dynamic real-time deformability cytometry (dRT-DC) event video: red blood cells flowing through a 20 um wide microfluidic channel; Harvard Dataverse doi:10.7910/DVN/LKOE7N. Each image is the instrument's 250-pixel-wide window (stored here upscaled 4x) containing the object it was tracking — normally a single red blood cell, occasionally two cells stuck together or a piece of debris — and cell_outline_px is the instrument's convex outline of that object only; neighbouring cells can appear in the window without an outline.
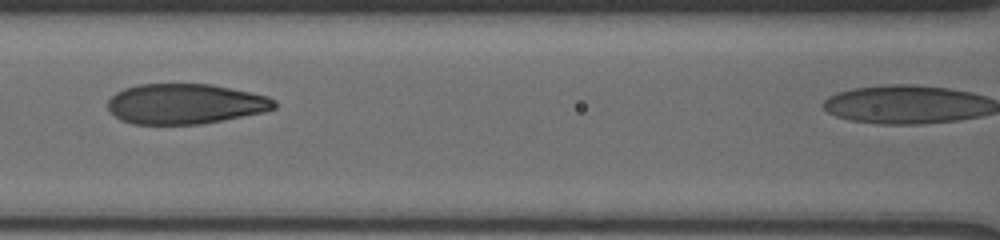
{"species": "human", "species_latin": "Homo sapiens", "temperature_condition": "cold", "stored_images_in_passage": 12, "camera_frame_rate_fps": 3000, "um_per_image_px": 0.085, "donor": {"sex": "male"}, "frame": {"image": 1, "passage_image": 10, "time_ms": 5.333, "image_size_px": [1000, 240], "cell_outline_px": [[276, 108], [264, 112], [200, 124], [132, 124], [120, 120], [108, 108], [108, 100], [116, 92], [124, 88], [136, 84], [212, 84], [268, 96], [276, 100]], "centroid_in_image_um": [15.74, 8.82], "position_along_channel_um": 150.9, "area_um2": 39.07}}